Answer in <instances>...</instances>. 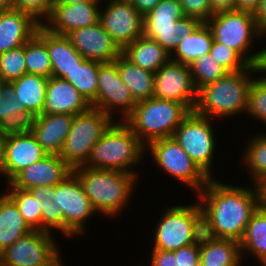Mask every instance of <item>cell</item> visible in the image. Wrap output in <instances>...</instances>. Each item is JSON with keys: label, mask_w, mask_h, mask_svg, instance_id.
I'll list each match as a JSON object with an SVG mask.
<instances>
[{"label": "cell", "mask_w": 266, "mask_h": 266, "mask_svg": "<svg viewBox=\"0 0 266 266\" xmlns=\"http://www.w3.org/2000/svg\"><path fill=\"white\" fill-rule=\"evenodd\" d=\"M198 198L203 215V234L239 242L252 214L260 206L256 185L251 190L247 186L223 184L213 177L198 193Z\"/></svg>", "instance_id": "cell-1"}, {"label": "cell", "mask_w": 266, "mask_h": 266, "mask_svg": "<svg viewBox=\"0 0 266 266\" xmlns=\"http://www.w3.org/2000/svg\"><path fill=\"white\" fill-rule=\"evenodd\" d=\"M252 72L259 73L258 66L227 73L224 77L202 86L197 90V101L193 111L208 118L234 116L242 111L245 113L253 81Z\"/></svg>", "instance_id": "cell-2"}, {"label": "cell", "mask_w": 266, "mask_h": 266, "mask_svg": "<svg viewBox=\"0 0 266 266\" xmlns=\"http://www.w3.org/2000/svg\"><path fill=\"white\" fill-rule=\"evenodd\" d=\"M146 146L122 120L111 123L93 146L85 167L117 170L137 175L131 168L138 164ZM130 168V169H129Z\"/></svg>", "instance_id": "cell-3"}, {"label": "cell", "mask_w": 266, "mask_h": 266, "mask_svg": "<svg viewBox=\"0 0 266 266\" xmlns=\"http://www.w3.org/2000/svg\"><path fill=\"white\" fill-rule=\"evenodd\" d=\"M94 209L115 216L130 199L136 175L117 170L78 166L72 169ZM133 188V189H132Z\"/></svg>", "instance_id": "cell-4"}, {"label": "cell", "mask_w": 266, "mask_h": 266, "mask_svg": "<svg viewBox=\"0 0 266 266\" xmlns=\"http://www.w3.org/2000/svg\"><path fill=\"white\" fill-rule=\"evenodd\" d=\"M190 112L183 103L153 97L138 101L124 122L147 146L152 141L171 138Z\"/></svg>", "instance_id": "cell-5"}, {"label": "cell", "mask_w": 266, "mask_h": 266, "mask_svg": "<svg viewBox=\"0 0 266 266\" xmlns=\"http://www.w3.org/2000/svg\"><path fill=\"white\" fill-rule=\"evenodd\" d=\"M201 24L199 19L184 15L178 0H161L143 17V36L155 40L171 55Z\"/></svg>", "instance_id": "cell-6"}, {"label": "cell", "mask_w": 266, "mask_h": 266, "mask_svg": "<svg viewBox=\"0 0 266 266\" xmlns=\"http://www.w3.org/2000/svg\"><path fill=\"white\" fill-rule=\"evenodd\" d=\"M206 24L214 41L234 49L250 66H258L261 51L245 55L251 47L252 38L263 34L254 13L241 10L221 11L214 13Z\"/></svg>", "instance_id": "cell-7"}, {"label": "cell", "mask_w": 266, "mask_h": 266, "mask_svg": "<svg viewBox=\"0 0 266 266\" xmlns=\"http://www.w3.org/2000/svg\"><path fill=\"white\" fill-rule=\"evenodd\" d=\"M153 249L175 251L197 243L203 234L200 203L172 206L158 222Z\"/></svg>", "instance_id": "cell-8"}, {"label": "cell", "mask_w": 266, "mask_h": 266, "mask_svg": "<svg viewBox=\"0 0 266 266\" xmlns=\"http://www.w3.org/2000/svg\"><path fill=\"white\" fill-rule=\"evenodd\" d=\"M112 122L109 115L93 106L76 114L59 156L71 169L83 166Z\"/></svg>", "instance_id": "cell-9"}, {"label": "cell", "mask_w": 266, "mask_h": 266, "mask_svg": "<svg viewBox=\"0 0 266 266\" xmlns=\"http://www.w3.org/2000/svg\"><path fill=\"white\" fill-rule=\"evenodd\" d=\"M210 122V118L191 111L174 130L172 138L200 169L212 178L211 163L216 146Z\"/></svg>", "instance_id": "cell-10"}, {"label": "cell", "mask_w": 266, "mask_h": 266, "mask_svg": "<svg viewBox=\"0 0 266 266\" xmlns=\"http://www.w3.org/2000/svg\"><path fill=\"white\" fill-rule=\"evenodd\" d=\"M147 146L162 170L193 188L197 194L210 179L172 137L152 141Z\"/></svg>", "instance_id": "cell-11"}, {"label": "cell", "mask_w": 266, "mask_h": 266, "mask_svg": "<svg viewBox=\"0 0 266 266\" xmlns=\"http://www.w3.org/2000/svg\"><path fill=\"white\" fill-rule=\"evenodd\" d=\"M52 232L32 230L0 254L4 266H53L61 256Z\"/></svg>", "instance_id": "cell-12"}, {"label": "cell", "mask_w": 266, "mask_h": 266, "mask_svg": "<svg viewBox=\"0 0 266 266\" xmlns=\"http://www.w3.org/2000/svg\"><path fill=\"white\" fill-rule=\"evenodd\" d=\"M59 212L64 213V235L85 233V221L97 212L85 194L78 177L71 172L58 183Z\"/></svg>", "instance_id": "cell-13"}, {"label": "cell", "mask_w": 266, "mask_h": 266, "mask_svg": "<svg viewBox=\"0 0 266 266\" xmlns=\"http://www.w3.org/2000/svg\"><path fill=\"white\" fill-rule=\"evenodd\" d=\"M154 98L183 103L190 111L197 101L189 65L169 60L154 74Z\"/></svg>", "instance_id": "cell-14"}, {"label": "cell", "mask_w": 266, "mask_h": 266, "mask_svg": "<svg viewBox=\"0 0 266 266\" xmlns=\"http://www.w3.org/2000/svg\"><path fill=\"white\" fill-rule=\"evenodd\" d=\"M136 104L129 88L120 77L117 64L115 62L101 63L98 66L97 97L93 107L105 112L111 118L113 111L120 108L124 121Z\"/></svg>", "instance_id": "cell-15"}, {"label": "cell", "mask_w": 266, "mask_h": 266, "mask_svg": "<svg viewBox=\"0 0 266 266\" xmlns=\"http://www.w3.org/2000/svg\"><path fill=\"white\" fill-rule=\"evenodd\" d=\"M109 1L105 11L100 10L99 21L122 50L126 45L143 36V16L132 3Z\"/></svg>", "instance_id": "cell-16"}, {"label": "cell", "mask_w": 266, "mask_h": 266, "mask_svg": "<svg viewBox=\"0 0 266 266\" xmlns=\"http://www.w3.org/2000/svg\"><path fill=\"white\" fill-rule=\"evenodd\" d=\"M66 36L85 60L110 63L121 54V49L105 31L100 21L91 26L71 30Z\"/></svg>", "instance_id": "cell-17"}, {"label": "cell", "mask_w": 266, "mask_h": 266, "mask_svg": "<svg viewBox=\"0 0 266 266\" xmlns=\"http://www.w3.org/2000/svg\"><path fill=\"white\" fill-rule=\"evenodd\" d=\"M46 155L32 132L5 136L2 174L9 183L20 171Z\"/></svg>", "instance_id": "cell-18"}, {"label": "cell", "mask_w": 266, "mask_h": 266, "mask_svg": "<svg viewBox=\"0 0 266 266\" xmlns=\"http://www.w3.org/2000/svg\"><path fill=\"white\" fill-rule=\"evenodd\" d=\"M100 2L76 4H52L51 13L43 26L49 31L66 35L71 30L91 26L99 22Z\"/></svg>", "instance_id": "cell-19"}, {"label": "cell", "mask_w": 266, "mask_h": 266, "mask_svg": "<svg viewBox=\"0 0 266 266\" xmlns=\"http://www.w3.org/2000/svg\"><path fill=\"white\" fill-rule=\"evenodd\" d=\"M72 169L56 154H48L20 171L8 184L10 188L29 190L38 186H55L62 182Z\"/></svg>", "instance_id": "cell-20"}, {"label": "cell", "mask_w": 266, "mask_h": 266, "mask_svg": "<svg viewBox=\"0 0 266 266\" xmlns=\"http://www.w3.org/2000/svg\"><path fill=\"white\" fill-rule=\"evenodd\" d=\"M41 24L14 8L0 11V54L29 41Z\"/></svg>", "instance_id": "cell-21"}, {"label": "cell", "mask_w": 266, "mask_h": 266, "mask_svg": "<svg viewBox=\"0 0 266 266\" xmlns=\"http://www.w3.org/2000/svg\"><path fill=\"white\" fill-rule=\"evenodd\" d=\"M91 105L82 94L63 78L49 77L43 114L76 115Z\"/></svg>", "instance_id": "cell-22"}, {"label": "cell", "mask_w": 266, "mask_h": 266, "mask_svg": "<svg viewBox=\"0 0 266 266\" xmlns=\"http://www.w3.org/2000/svg\"><path fill=\"white\" fill-rule=\"evenodd\" d=\"M73 118L71 114H40L36 116L31 132L48 154L59 155Z\"/></svg>", "instance_id": "cell-23"}, {"label": "cell", "mask_w": 266, "mask_h": 266, "mask_svg": "<svg viewBox=\"0 0 266 266\" xmlns=\"http://www.w3.org/2000/svg\"><path fill=\"white\" fill-rule=\"evenodd\" d=\"M46 46L51 59V76L64 78L85 59L71 45L66 35L56 34L46 28Z\"/></svg>", "instance_id": "cell-24"}, {"label": "cell", "mask_w": 266, "mask_h": 266, "mask_svg": "<svg viewBox=\"0 0 266 266\" xmlns=\"http://www.w3.org/2000/svg\"><path fill=\"white\" fill-rule=\"evenodd\" d=\"M239 241L213 238L202 234L200 238V261L204 266H240Z\"/></svg>", "instance_id": "cell-25"}, {"label": "cell", "mask_w": 266, "mask_h": 266, "mask_svg": "<svg viewBox=\"0 0 266 266\" xmlns=\"http://www.w3.org/2000/svg\"><path fill=\"white\" fill-rule=\"evenodd\" d=\"M121 54L133 64L154 74L170 60V54L160 44L144 36L126 45Z\"/></svg>", "instance_id": "cell-26"}, {"label": "cell", "mask_w": 266, "mask_h": 266, "mask_svg": "<svg viewBox=\"0 0 266 266\" xmlns=\"http://www.w3.org/2000/svg\"><path fill=\"white\" fill-rule=\"evenodd\" d=\"M114 62L122 81L136 102L154 97V73L133 64L122 54Z\"/></svg>", "instance_id": "cell-27"}, {"label": "cell", "mask_w": 266, "mask_h": 266, "mask_svg": "<svg viewBox=\"0 0 266 266\" xmlns=\"http://www.w3.org/2000/svg\"><path fill=\"white\" fill-rule=\"evenodd\" d=\"M48 80L41 75L24 74L11 81L18 96L17 102L25 105L35 116L43 114Z\"/></svg>", "instance_id": "cell-28"}, {"label": "cell", "mask_w": 266, "mask_h": 266, "mask_svg": "<svg viewBox=\"0 0 266 266\" xmlns=\"http://www.w3.org/2000/svg\"><path fill=\"white\" fill-rule=\"evenodd\" d=\"M41 211V231L60 230L64 234V213L59 212L58 184L29 189Z\"/></svg>", "instance_id": "cell-29"}, {"label": "cell", "mask_w": 266, "mask_h": 266, "mask_svg": "<svg viewBox=\"0 0 266 266\" xmlns=\"http://www.w3.org/2000/svg\"><path fill=\"white\" fill-rule=\"evenodd\" d=\"M30 231L16 204L6 196L0 203V254Z\"/></svg>", "instance_id": "cell-30"}, {"label": "cell", "mask_w": 266, "mask_h": 266, "mask_svg": "<svg viewBox=\"0 0 266 266\" xmlns=\"http://www.w3.org/2000/svg\"><path fill=\"white\" fill-rule=\"evenodd\" d=\"M213 41L210 28L206 23H202L186 39L181 40L173 52L174 56L170 55V60L190 65L198 57L210 53Z\"/></svg>", "instance_id": "cell-31"}, {"label": "cell", "mask_w": 266, "mask_h": 266, "mask_svg": "<svg viewBox=\"0 0 266 266\" xmlns=\"http://www.w3.org/2000/svg\"><path fill=\"white\" fill-rule=\"evenodd\" d=\"M239 244L243 255L248 251L266 266V210L259 206L252 214Z\"/></svg>", "instance_id": "cell-32"}, {"label": "cell", "mask_w": 266, "mask_h": 266, "mask_svg": "<svg viewBox=\"0 0 266 266\" xmlns=\"http://www.w3.org/2000/svg\"><path fill=\"white\" fill-rule=\"evenodd\" d=\"M27 74L51 77V59L46 46V28L41 24L37 33L25 43Z\"/></svg>", "instance_id": "cell-33"}, {"label": "cell", "mask_w": 266, "mask_h": 266, "mask_svg": "<svg viewBox=\"0 0 266 266\" xmlns=\"http://www.w3.org/2000/svg\"><path fill=\"white\" fill-rule=\"evenodd\" d=\"M100 62L84 60L79 66L64 76V80L70 82L93 106L97 97V73Z\"/></svg>", "instance_id": "cell-34"}, {"label": "cell", "mask_w": 266, "mask_h": 266, "mask_svg": "<svg viewBox=\"0 0 266 266\" xmlns=\"http://www.w3.org/2000/svg\"><path fill=\"white\" fill-rule=\"evenodd\" d=\"M243 155L245 165L250 169V175H253L251 179L257 186L266 179V134L254 136Z\"/></svg>", "instance_id": "cell-35"}, {"label": "cell", "mask_w": 266, "mask_h": 266, "mask_svg": "<svg viewBox=\"0 0 266 266\" xmlns=\"http://www.w3.org/2000/svg\"><path fill=\"white\" fill-rule=\"evenodd\" d=\"M7 196L16 204L27 225L32 230L41 231V211L31 192L20 188H10Z\"/></svg>", "instance_id": "cell-36"}, {"label": "cell", "mask_w": 266, "mask_h": 266, "mask_svg": "<svg viewBox=\"0 0 266 266\" xmlns=\"http://www.w3.org/2000/svg\"><path fill=\"white\" fill-rule=\"evenodd\" d=\"M189 66L197 90L204 85L224 77L228 73L212 58L211 54H205L198 57Z\"/></svg>", "instance_id": "cell-37"}, {"label": "cell", "mask_w": 266, "mask_h": 266, "mask_svg": "<svg viewBox=\"0 0 266 266\" xmlns=\"http://www.w3.org/2000/svg\"><path fill=\"white\" fill-rule=\"evenodd\" d=\"M26 72L25 44L0 54V81L11 82Z\"/></svg>", "instance_id": "cell-38"}, {"label": "cell", "mask_w": 266, "mask_h": 266, "mask_svg": "<svg viewBox=\"0 0 266 266\" xmlns=\"http://www.w3.org/2000/svg\"><path fill=\"white\" fill-rule=\"evenodd\" d=\"M209 54L228 73L243 71L250 66L234 49L216 41H213Z\"/></svg>", "instance_id": "cell-39"}, {"label": "cell", "mask_w": 266, "mask_h": 266, "mask_svg": "<svg viewBox=\"0 0 266 266\" xmlns=\"http://www.w3.org/2000/svg\"><path fill=\"white\" fill-rule=\"evenodd\" d=\"M246 113L266 124V77L262 75L251 83Z\"/></svg>", "instance_id": "cell-40"}, {"label": "cell", "mask_w": 266, "mask_h": 266, "mask_svg": "<svg viewBox=\"0 0 266 266\" xmlns=\"http://www.w3.org/2000/svg\"><path fill=\"white\" fill-rule=\"evenodd\" d=\"M35 118L36 116L27 109L15 113V116L4 117L0 121V134L8 136L31 132Z\"/></svg>", "instance_id": "cell-41"}, {"label": "cell", "mask_w": 266, "mask_h": 266, "mask_svg": "<svg viewBox=\"0 0 266 266\" xmlns=\"http://www.w3.org/2000/svg\"><path fill=\"white\" fill-rule=\"evenodd\" d=\"M52 4L53 0H14L13 8L29 14L37 22L43 24V19L47 20L51 13Z\"/></svg>", "instance_id": "cell-42"}, {"label": "cell", "mask_w": 266, "mask_h": 266, "mask_svg": "<svg viewBox=\"0 0 266 266\" xmlns=\"http://www.w3.org/2000/svg\"><path fill=\"white\" fill-rule=\"evenodd\" d=\"M18 96L11 82L0 81V121L7 116L25 110V105L17 102Z\"/></svg>", "instance_id": "cell-43"}, {"label": "cell", "mask_w": 266, "mask_h": 266, "mask_svg": "<svg viewBox=\"0 0 266 266\" xmlns=\"http://www.w3.org/2000/svg\"><path fill=\"white\" fill-rule=\"evenodd\" d=\"M182 6L184 15L199 19L206 23L214 14L211 9L210 0H178Z\"/></svg>", "instance_id": "cell-44"}, {"label": "cell", "mask_w": 266, "mask_h": 266, "mask_svg": "<svg viewBox=\"0 0 266 266\" xmlns=\"http://www.w3.org/2000/svg\"><path fill=\"white\" fill-rule=\"evenodd\" d=\"M179 266H195L200 261V240L192 245L174 251Z\"/></svg>", "instance_id": "cell-45"}, {"label": "cell", "mask_w": 266, "mask_h": 266, "mask_svg": "<svg viewBox=\"0 0 266 266\" xmlns=\"http://www.w3.org/2000/svg\"><path fill=\"white\" fill-rule=\"evenodd\" d=\"M151 266H179L174 251L152 249Z\"/></svg>", "instance_id": "cell-46"}, {"label": "cell", "mask_w": 266, "mask_h": 266, "mask_svg": "<svg viewBox=\"0 0 266 266\" xmlns=\"http://www.w3.org/2000/svg\"><path fill=\"white\" fill-rule=\"evenodd\" d=\"M161 0H134L133 6L144 17L153 8H155Z\"/></svg>", "instance_id": "cell-47"}, {"label": "cell", "mask_w": 266, "mask_h": 266, "mask_svg": "<svg viewBox=\"0 0 266 266\" xmlns=\"http://www.w3.org/2000/svg\"><path fill=\"white\" fill-rule=\"evenodd\" d=\"M261 32L266 33V0H261L258 9L254 13Z\"/></svg>", "instance_id": "cell-48"}, {"label": "cell", "mask_w": 266, "mask_h": 266, "mask_svg": "<svg viewBox=\"0 0 266 266\" xmlns=\"http://www.w3.org/2000/svg\"><path fill=\"white\" fill-rule=\"evenodd\" d=\"M261 0H235L234 10L255 13Z\"/></svg>", "instance_id": "cell-49"}, {"label": "cell", "mask_w": 266, "mask_h": 266, "mask_svg": "<svg viewBox=\"0 0 266 266\" xmlns=\"http://www.w3.org/2000/svg\"><path fill=\"white\" fill-rule=\"evenodd\" d=\"M211 9L214 13L234 10L235 0H210Z\"/></svg>", "instance_id": "cell-50"}, {"label": "cell", "mask_w": 266, "mask_h": 266, "mask_svg": "<svg viewBox=\"0 0 266 266\" xmlns=\"http://www.w3.org/2000/svg\"><path fill=\"white\" fill-rule=\"evenodd\" d=\"M258 71L262 73L266 72V48H263L261 50V57L258 64ZM264 77H266V73Z\"/></svg>", "instance_id": "cell-51"}, {"label": "cell", "mask_w": 266, "mask_h": 266, "mask_svg": "<svg viewBox=\"0 0 266 266\" xmlns=\"http://www.w3.org/2000/svg\"><path fill=\"white\" fill-rule=\"evenodd\" d=\"M83 2H101L100 0H53V4H76Z\"/></svg>", "instance_id": "cell-52"}, {"label": "cell", "mask_w": 266, "mask_h": 266, "mask_svg": "<svg viewBox=\"0 0 266 266\" xmlns=\"http://www.w3.org/2000/svg\"><path fill=\"white\" fill-rule=\"evenodd\" d=\"M4 142H5V136H2L0 134V173L1 174H2V166H3Z\"/></svg>", "instance_id": "cell-53"}, {"label": "cell", "mask_w": 266, "mask_h": 266, "mask_svg": "<svg viewBox=\"0 0 266 266\" xmlns=\"http://www.w3.org/2000/svg\"><path fill=\"white\" fill-rule=\"evenodd\" d=\"M14 0H0V11L12 9Z\"/></svg>", "instance_id": "cell-54"}, {"label": "cell", "mask_w": 266, "mask_h": 266, "mask_svg": "<svg viewBox=\"0 0 266 266\" xmlns=\"http://www.w3.org/2000/svg\"><path fill=\"white\" fill-rule=\"evenodd\" d=\"M53 266H62L61 260L59 259Z\"/></svg>", "instance_id": "cell-55"}, {"label": "cell", "mask_w": 266, "mask_h": 266, "mask_svg": "<svg viewBox=\"0 0 266 266\" xmlns=\"http://www.w3.org/2000/svg\"><path fill=\"white\" fill-rule=\"evenodd\" d=\"M115 1L133 3L134 0H115Z\"/></svg>", "instance_id": "cell-56"}, {"label": "cell", "mask_w": 266, "mask_h": 266, "mask_svg": "<svg viewBox=\"0 0 266 266\" xmlns=\"http://www.w3.org/2000/svg\"><path fill=\"white\" fill-rule=\"evenodd\" d=\"M6 196H7V194H4V195H1V196H0V203H1V201H2Z\"/></svg>", "instance_id": "cell-57"}, {"label": "cell", "mask_w": 266, "mask_h": 266, "mask_svg": "<svg viewBox=\"0 0 266 266\" xmlns=\"http://www.w3.org/2000/svg\"><path fill=\"white\" fill-rule=\"evenodd\" d=\"M195 266H204L201 261H199Z\"/></svg>", "instance_id": "cell-58"}, {"label": "cell", "mask_w": 266, "mask_h": 266, "mask_svg": "<svg viewBox=\"0 0 266 266\" xmlns=\"http://www.w3.org/2000/svg\"><path fill=\"white\" fill-rule=\"evenodd\" d=\"M0 266H4L1 258H0Z\"/></svg>", "instance_id": "cell-59"}]
</instances>
